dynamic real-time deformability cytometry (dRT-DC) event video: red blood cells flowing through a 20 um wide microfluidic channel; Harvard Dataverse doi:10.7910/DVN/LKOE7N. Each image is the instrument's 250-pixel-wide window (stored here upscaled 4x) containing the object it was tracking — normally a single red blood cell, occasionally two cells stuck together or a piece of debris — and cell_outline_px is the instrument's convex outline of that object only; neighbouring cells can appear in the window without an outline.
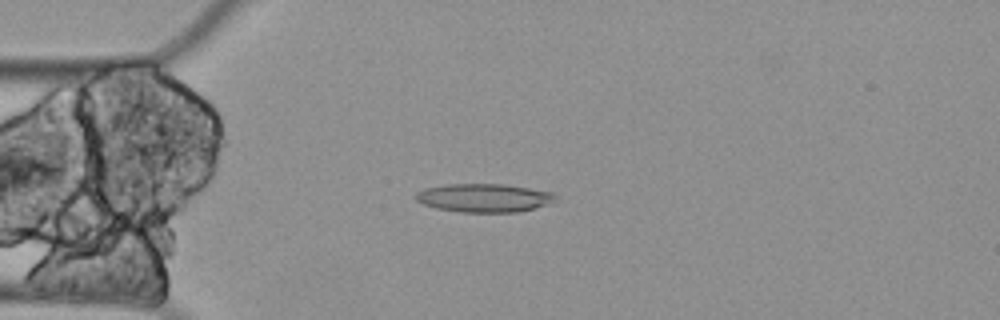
{"species": "Egyptian fruit bat (a non-hibernating species)", "species_latin": "Rousettus aegyptiacus", "temperature_condition": "cold", "stored_images_in_passage": 54, "camera_frame_rate_fps": 3000, "um_per_image_px": 0.085, "animal": {"sex": "female"}, "frame": {"image": 1, "passage_image": 10, "time_ms": 3.0, "image_size_px": [1000, 320], "cell_outline_px": [[556, 196], [552, 200], [544, 204], [520, 212], [464, 212], [436, 208], [424, 204], [416, 200], [416, 192], [424, 188], [448, 184], [504, 184], [552, 192]], "centroid_in_image_um": [41.08, 16.81], "position_along_channel_um": 43.9, "area_um2": 22.77}}
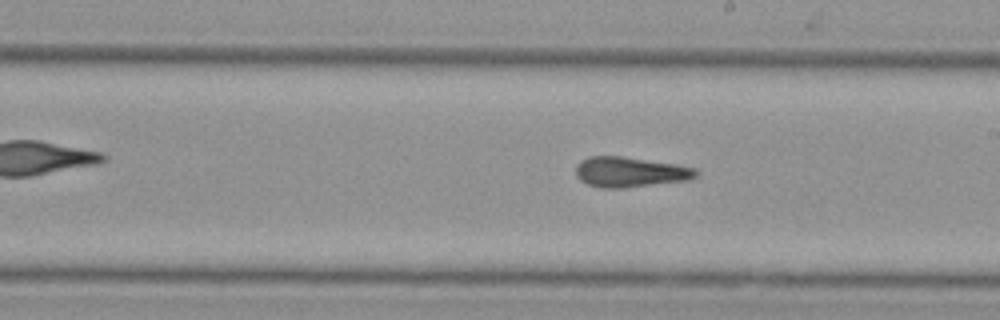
{"frame": {"image": 2, "passage_image": 28, "time_ms": 9.0, "image_size_px": [1000, 320], "cell_outline_px": [[696, 176], [688, 180], [620, 188], [600, 188], [588, 184], [580, 180], [576, 176], [576, 164], [580, 160], [588, 156], [620, 156], [676, 164], [696, 168]], "centroid_in_image_um": [53.5, 14.61], "position_along_channel_um": 235.5, "area_um2": 21.04}}
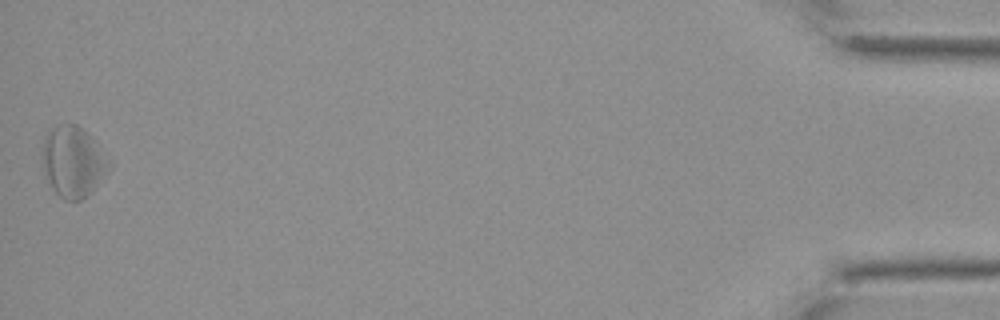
{"frame": {"image": 3, "passage_image": 54, "time_ms": 17.667, "image_size_px": [1000, 320], "cell_outline_px": [[112, 168], [92, 192], [80, 200], [64, 200], [52, 188], [44, 168], [44, 136], [48, 128], [68, 124], [76, 124], [112, 160]], "centroid_in_image_um": [6.26, 13.77], "position_along_channel_um": 428.9, "area_um2": 27.11}, "authors_computed_cell_mechanics": {"area_um2": 21.7906, "velocity_mm_per_s": 3.3029, "shape_relaxation_time_tau1_ms": null, "shape_relaxation_time_tau2_ms": 3.9861, "deformation_change_tau1": null, "deformation_change_tau2": 0.1427}}